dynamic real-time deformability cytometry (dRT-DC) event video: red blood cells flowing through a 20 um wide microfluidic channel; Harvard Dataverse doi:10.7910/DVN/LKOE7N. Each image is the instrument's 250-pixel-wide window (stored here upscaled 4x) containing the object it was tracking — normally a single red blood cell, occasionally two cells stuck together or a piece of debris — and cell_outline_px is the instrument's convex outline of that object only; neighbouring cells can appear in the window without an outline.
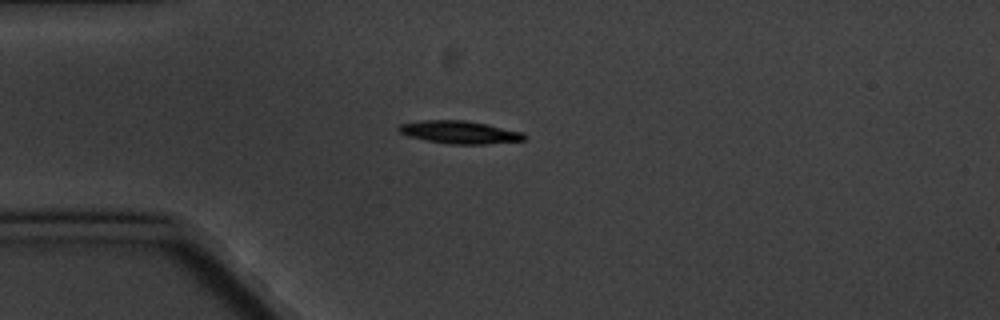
{"species": "common noctule bat (a hibernating species)", "species_latin": "Nyctalus noctula", "temperature_condition": "cold", "stored_images_in_passage": 4, "camera_frame_rate_fps": 3000, "um_per_image_px": 0.085, "animal": {"sex": "male", "body_mass_g": 20.1, "forearm_length_mm": 53.5}, "frame": {"image": 1, "passage_image": 2, "time_ms": 1.333, "image_size_px": [1000, 320], "cell_outline_px": [[528, 136], [524, 140], [484, 144], [452, 144], [428, 140], [408, 136], [400, 132], [396, 128], [400, 124], [424, 120], [464, 120], [488, 124], [524, 132]], "centroid_in_image_um": [39.11, 11.23], "position_along_channel_um": 45.9, "area_um2": 16.59}}